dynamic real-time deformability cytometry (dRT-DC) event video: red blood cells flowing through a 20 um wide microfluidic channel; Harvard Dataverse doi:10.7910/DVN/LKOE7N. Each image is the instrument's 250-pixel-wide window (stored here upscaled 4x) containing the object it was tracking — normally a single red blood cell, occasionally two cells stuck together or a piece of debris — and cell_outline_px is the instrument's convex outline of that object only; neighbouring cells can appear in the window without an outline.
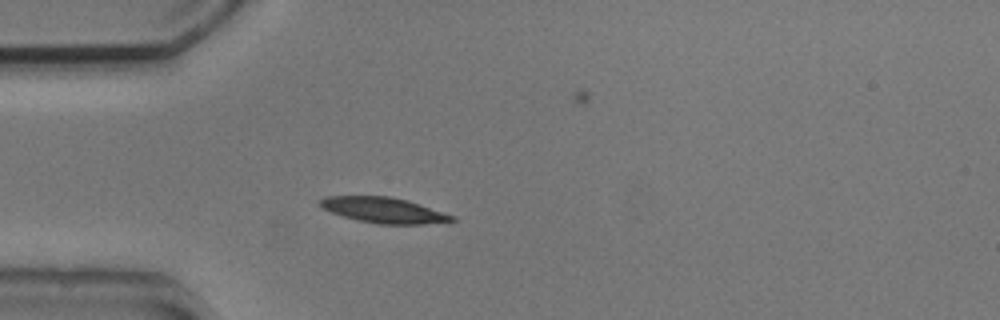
{"species": "common noctule bat (a hibernating species)", "species_latin": "Nyctalus noctula", "temperature_condition": "cold", "stored_images_in_passage": 41, "camera_frame_rate_fps": 3000, "um_per_image_px": 0.085, "animal": {"sex": "male", "body_mass_g": 20.5, "forearm_length_mm": 52.5}, "frame": {"image": 1, "passage_image": 1, "time_ms": 0.0, "image_size_px": [1000, 320], "cell_outline_px": [[456, 220], [424, 224], [376, 224], [356, 220], [332, 212], [324, 208], [320, 204], [320, 200], [324, 196], [392, 196], [408, 200], [456, 216]], "centroid_in_image_um": [32.65, 17.86], "position_along_channel_um": 52.4, "area_um2": 19.59}}
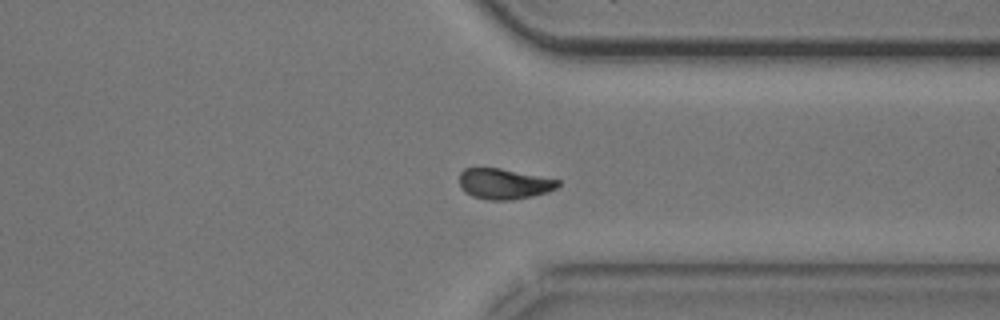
{"frame": {"image": 2, "passage_image": 27, "time_ms": 8.667, "image_size_px": [1000, 320], "cell_outline_px": [[560, 184], [556, 188], [548, 192], [532, 196], [512, 200], [488, 200], [472, 196], [464, 192], [460, 184], [460, 172], [464, 168], [500, 168], [560, 180]], "centroid_in_image_um": [42.84, 15.63], "position_along_channel_um": 368.6, "area_um2": 17.57}}
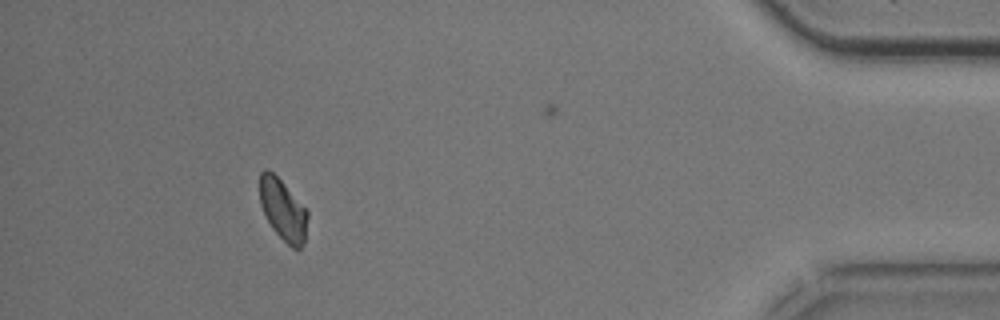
{"frame": {"image": 3, "passage_image": 35, "time_ms": 11.333, "image_size_px": [1000, 320], "cell_outline_px": [[308, 216], [304, 244], [300, 248], [292, 248], [272, 228], [260, 204], [260, 172], [264, 168], [268, 168], [284, 184], [308, 212]], "centroid_in_image_um": [24.04, 17.82], "position_along_channel_um": 411.2, "area_um2": 16.76}, "authors_computed_cell_mechanics": {"area_um2": 18.7272, "velocity_mm_per_s": 3.7556, "shape_relaxation_time_tau1_ms": 3.2869, "shape_relaxation_time_tau2_ms": null, "deformation_change_tau1": 0.1081, "deformation_change_tau2": null}}